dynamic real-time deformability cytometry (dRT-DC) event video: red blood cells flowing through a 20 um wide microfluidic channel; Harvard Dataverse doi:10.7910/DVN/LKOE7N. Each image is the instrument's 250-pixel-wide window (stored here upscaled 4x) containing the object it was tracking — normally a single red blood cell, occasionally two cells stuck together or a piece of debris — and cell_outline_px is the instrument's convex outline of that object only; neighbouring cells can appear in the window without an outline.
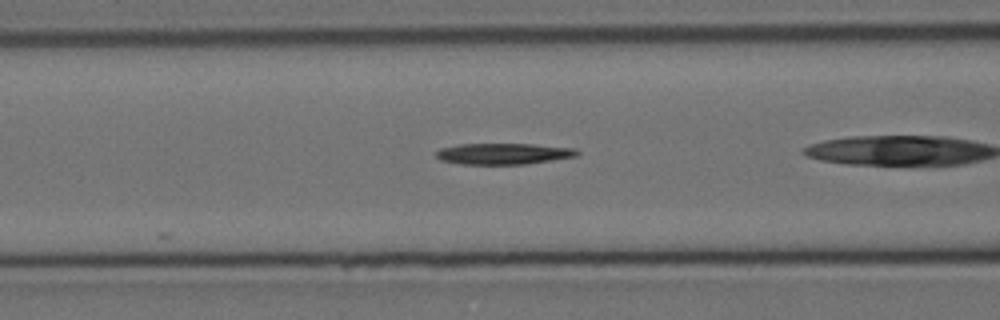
{"species": "Egyptian fruit bat (a non-hibernating species)", "species_latin": "Rousettus aegyptiacus", "temperature_condition": "cold", "stored_images_in_passage": 9, "camera_frame_rate_fps": 3000, "um_per_image_px": 0.085, "animal": {"sex": "female"}, "frame": {"image": 1, "passage_image": 6, "time_ms": 1.667, "image_size_px": [1000, 320], "cell_outline_px": [[580, 152], [576, 156], [552, 160], [524, 164], [460, 164], [440, 160], [436, 156], [436, 152], [440, 148], [460, 144], [532, 144], [576, 148]], "centroid_in_image_um": [42.79, 13.06], "position_along_channel_um": 123.8, "area_um2": 17.34}}
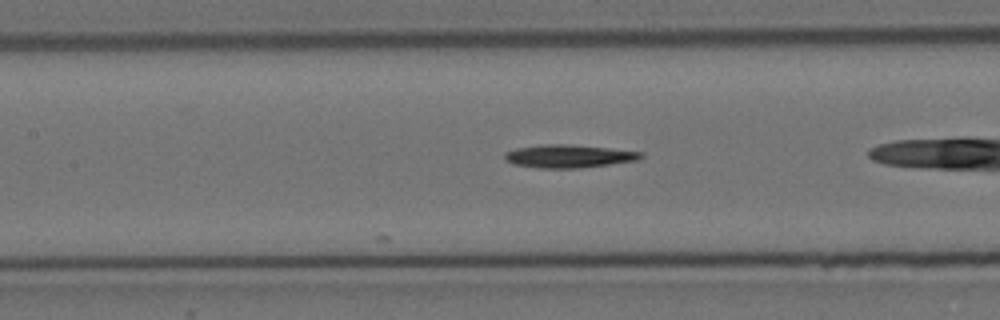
{"frame": {"image": 2, "passage_image": 9, "time_ms": 2.667, "image_size_px": [1000, 320], "cell_outline_px": [[644, 156], [636, 160], [580, 168], [540, 168], [512, 164], [504, 160], [504, 152], [516, 148], [544, 144], [568, 144], [608, 148], [644, 152]], "centroid_in_image_um": [48.29, 13.27], "position_along_channel_um": 159.1, "area_um2": 18.26}}